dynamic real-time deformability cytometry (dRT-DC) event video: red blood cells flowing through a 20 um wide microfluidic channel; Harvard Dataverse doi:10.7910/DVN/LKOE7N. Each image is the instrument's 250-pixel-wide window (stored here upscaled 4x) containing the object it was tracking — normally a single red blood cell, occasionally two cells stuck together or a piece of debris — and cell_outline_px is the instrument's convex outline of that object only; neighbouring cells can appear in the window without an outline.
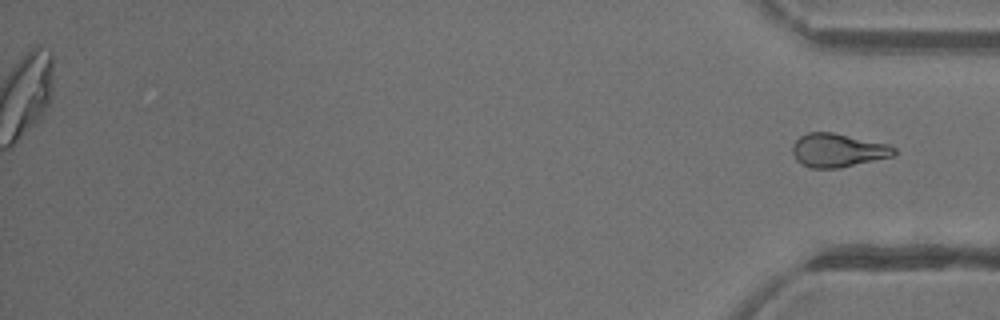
{"species": "common noctule bat (a hibernating species)", "species_latin": "Nyctalus noctula", "temperature_condition": "warm", "stored_images_in_passage": 34, "segment_of_instrument_passage": [2, 2], "camera_frame_rate_fps": 3000, "um_per_image_px": 0.085, "animal": {"sex": "female"}, "frame": {"image": 1, "passage_image": 34, "time_ms": 11.0, "image_size_px": [1000, 320], "cell_outline_px": [[896, 156], [840, 168], [812, 168], [800, 164], [796, 160], [792, 152], [792, 144], [800, 136], [808, 132], [832, 132], [888, 144], [896, 148]], "centroid_in_image_um": [71.23, 12.78], "position_along_channel_um": 364.0, "area_um2": 20.11}}